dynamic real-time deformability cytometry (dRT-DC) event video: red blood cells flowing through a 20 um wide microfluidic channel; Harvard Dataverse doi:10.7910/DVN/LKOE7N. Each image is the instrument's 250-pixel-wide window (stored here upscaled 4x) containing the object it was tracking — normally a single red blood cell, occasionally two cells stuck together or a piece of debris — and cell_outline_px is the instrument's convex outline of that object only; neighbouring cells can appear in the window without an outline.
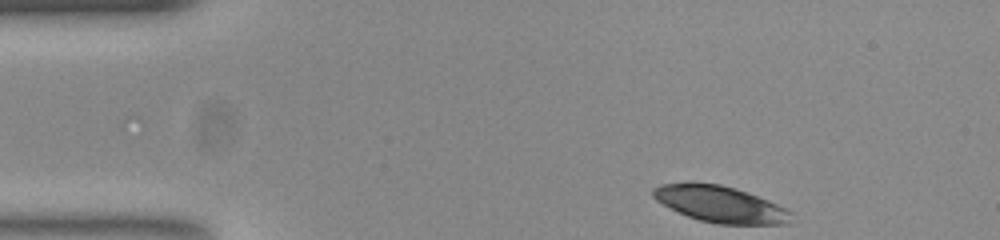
{"species": "common noctule bat (a hibernating species)", "species_latin": "Nyctalus noctula", "temperature_condition": "room temperature", "stored_images_in_passage": 28, "camera_frame_rate_fps": 3000, "um_per_image_px": 0.085, "animal": {"sex": "female", "body_mass_g": 23.0, "forearm_length_mm": 53.4}, "frame": {"image": 1, "passage_image": 1, "time_ms": 0.0, "image_size_px": [1000, 240], "cell_outline_px": [[792, 212], [788, 224], [716, 224], [700, 220], [688, 216], [656, 200], [652, 196], [652, 188], [660, 184], [720, 184], [736, 188], [768, 200]], "centroid_in_image_um": [61.24, 17.37], "position_along_channel_um": 23.8, "area_um2": 28.61}}